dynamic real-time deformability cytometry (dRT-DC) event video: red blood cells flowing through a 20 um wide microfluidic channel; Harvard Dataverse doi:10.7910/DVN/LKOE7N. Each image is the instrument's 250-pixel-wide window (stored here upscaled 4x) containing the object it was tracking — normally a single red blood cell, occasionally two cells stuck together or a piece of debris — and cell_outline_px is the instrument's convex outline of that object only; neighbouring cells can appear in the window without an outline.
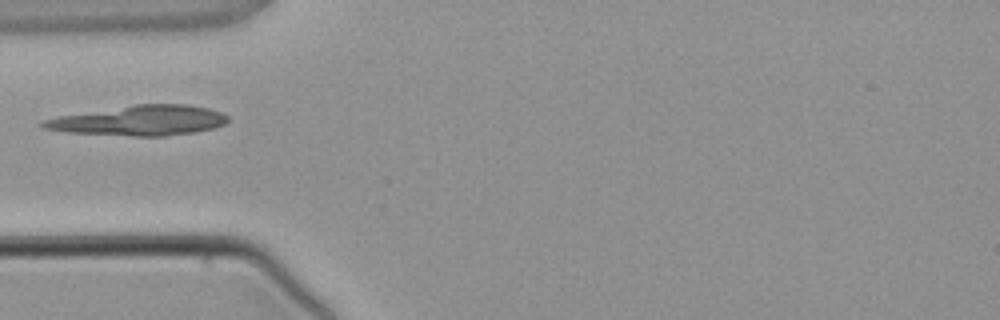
{"species": "common noctule bat (a hibernating species)", "species_latin": "Nyctalus noctula", "temperature_condition": "warm", "stored_images_in_passage": 1, "camera_frame_rate_fps": 3000, "um_per_image_px": 0.085, "animal": {"sex": "male", "body_mass_g": 21.5, "forearm_length_mm": 52.0}, "frame": {"image": 1, "passage_image": 1, "time_ms": 0.0, "image_size_px": [1000, 320], "cell_outline_px": [[228, 120], [224, 124], [216, 128], [196, 132], [164, 136], [132, 136], [64, 132], [40, 128], [36, 124], [44, 120], [60, 116], [136, 104], [184, 104], [208, 108], [220, 112], [228, 116]], "centroid_in_image_um": [11.84, 10.25], "position_along_channel_um": 73.2, "area_um2": 32.37}}